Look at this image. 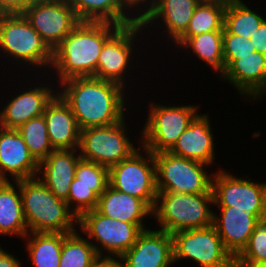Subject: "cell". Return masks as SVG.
<instances>
[{
  "label": "cell",
  "mask_w": 266,
  "mask_h": 267,
  "mask_svg": "<svg viewBox=\"0 0 266 267\" xmlns=\"http://www.w3.org/2000/svg\"><path fill=\"white\" fill-rule=\"evenodd\" d=\"M59 87L57 93L69 105L81 130L115 124L126 117V89L116 82L75 77Z\"/></svg>",
  "instance_id": "6da1fadb"
},
{
  "label": "cell",
  "mask_w": 266,
  "mask_h": 267,
  "mask_svg": "<svg viewBox=\"0 0 266 267\" xmlns=\"http://www.w3.org/2000/svg\"><path fill=\"white\" fill-rule=\"evenodd\" d=\"M119 27L108 22H80L53 51L50 71H55L54 81L94 77L102 47Z\"/></svg>",
  "instance_id": "7a4b0ae2"
},
{
  "label": "cell",
  "mask_w": 266,
  "mask_h": 267,
  "mask_svg": "<svg viewBox=\"0 0 266 267\" xmlns=\"http://www.w3.org/2000/svg\"><path fill=\"white\" fill-rule=\"evenodd\" d=\"M20 191L28 233L69 234L78 229V218L66 201L57 198L38 176L20 180Z\"/></svg>",
  "instance_id": "3957f363"
},
{
  "label": "cell",
  "mask_w": 266,
  "mask_h": 267,
  "mask_svg": "<svg viewBox=\"0 0 266 267\" xmlns=\"http://www.w3.org/2000/svg\"><path fill=\"white\" fill-rule=\"evenodd\" d=\"M0 53L5 54L0 58L8 57L10 63L14 62L11 65L31 67L30 71L40 68V73L43 69L47 72V68L50 71L53 63V50L23 14H0Z\"/></svg>",
  "instance_id": "277c9868"
},
{
  "label": "cell",
  "mask_w": 266,
  "mask_h": 267,
  "mask_svg": "<svg viewBox=\"0 0 266 267\" xmlns=\"http://www.w3.org/2000/svg\"><path fill=\"white\" fill-rule=\"evenodd\" d=\"M213 206V193L158 192L152 218L159 222V230L170 234L205 228L213 225Z\"/></svg>",
  "instance_id": "5b68a950"
},
{
  "label": "cell",
  "mask_w": 266,
  "mask_h": 267,
  "mask_svg": "<svg viewBox=\"0 0 266 267\" xmlns=\"http://www.w3.org/2000/svg\"><path fill=\"white\" fill-rule=\"evenodd\" d=\"M158 192L200 194L212 192V178L205 163L179 157L169 151L154 154Z\"/></svg>",
  "instance_id": "8992f818"
},
{
  "label": "cell",
  "mask_w": 266,
  "mask_h": 267,
  "mask_svg": "<svg viewBox=\"0 0 266 267\" xmlns=\"http://www.w3.org/2000/svg\"><path fill=\"white\" fill-rule=\"evenodd\" d=\"M139 143L151 153L169 151L198 114L197 105L149 104Z\"/></svg>",
  "instance_id": "52a82bcc"
},
{
  "label": "cell",
  "mask_w": 266,
  "mask_h": 267,
  "mask_svg": "<svg viewBox=\"0 0 266 267\" xmlns=\"http://www.w3.org/2000/svg\"><path fill=\"white\" fill-rule=\"evenodd\" d=\"M78 226L93 244L98 256L116 259L133 246L143 231L137 224L106 217L96 209L84 212L78 218Z\"/></svg>",
  "instance_id": "ba28073f"
},
{
  "label": "cell",
  "mask_w": 266,
  "mask_h": 267,
  "mask_svg": "<svg viewBox=\"0 0 266 267\" xmlns=\"http://www.w3.org/2000/svg\"><path fill=\"white\" fill-rule=\"evenodd\" d=\"M108 183L120 192L144 200L153 209L158 194L154 154L140 145L128 158L108 169Z\"/></svg>",
  "instance_id": "9c48e42d"
},
{
  "label": "cell",
  "mask_w": 266,
  "mask_h": 267,
  "mask_svg": "<svg viewBox=\"0 0 266 267\" xmlns=\"http://www.w3.org/2000/svg\"><path fill=\"white\" fill-rule=\"evenodd\" d=\"M126 117L118 123L81 130L79 153L82 159L108 169L128 158L138 148L129 140Z\"/></svg>",
  "instance_id": "30bf717a"
},
{
  "label": "cell",
  "mask_w": 266,
  "mask_h": 267,
  "mask_svg": "<svg viewBox=\"0 0 266 267\" xmlns=\"http://www.w3.org/2000/svg\"><path fill=\"white\" fill-rule=\"evenodd\" d=\"M174 263L192 260L201 267H235L214 225L172 234Z\"/></svg>",
  "instance_id": "8fae6325"
},
{
  "label": "cell",
  "mask_w": 266,
  "mask_h": 267,
  "mask_svg": "<svg viewBox=\"0 0 266 267\" xmlns=\"http://www.w3.org/2000/svg\"><path fill=\"white\" fill-rule=\"evenodd\" d=\"M234 176L220 168L212 178L214 206L252 212L258 219L266 217V183Z\"/></svg>",
  "instance_id": "7c38bea8"
},
{
  "label": "cell",
  "mask_w": 266,
  "mask_h": 267,
  "mask_svg": "<svg viewBox=\"0 0 266 267\" xmlns=\"http://www.w3.org/2000/svg\"><path fill=\"white\" fill-rule=\"evenodd\" d=\"M145 29L140 22L120 26L104 43L99 54L95 78L116 82L126 88V77L132 70L135 40L141 41L140 33ZM132 65V66H131ZM130 69H129V68ZM127 70V71H126Z\"/></svg>",
  "instance_id": "4fadbf2b"
},
{
  "label": "cell",
  "mask_w": 266,
  "mask_h": 267,
  "mask_svg": "<svg viewBox=\"0 0 266 267\" xmlns=\"http://www.w3.org/2000/svg\"><path fill=\"white\" fill-rule=\"evenodd\" d=\"M22 14L53 51L80 23L67 0L42 1Z\"/></svg>",
  "instance_id": "5bb4252c"
},
{
  "label": "cell",
  "mask_w": 266,
  "mask_h": 267,
  "mask_svg": "<svg viewBox=\"0 0 266 267\" xmlns=\"http://www.w3.org/2000/svg\"><path fill=\"white\" fill-rule=\"evenodd\" d=\"M174 263L172 234L143 230L133 246L119 258V267H171Z\"/></svg>",
  "instance_id": "9a60e30c"
},
{
  "label": "cell",
  "mask_w": 266,
  "mask_h": 267,
  "mask_svg": "<svg viewBox=\"0 0 266 267\" xmlns=\"http://www.w3.org/2000/svg\"><path fill=\"white\" fill-rule=\"evenodd\" d=\"M31 88L26 85V91L19 90L10 99L0 111V126L7 129H18L28 120L43 115L47 104L57 94V87H52L51 84L46 85L36 83L30 84ZM37 85V86H36ZM34 86V87H32ZM28 89V90H27Z\"/></svg>",
  "instance_id": "2e32d148"
},
{
  "label": "cell",
  "mask_w": 266,
  "mask_h": 267,
  "mask_svg": "<svg viewBox=\"0 0 266 267\" xmlns=\"http://www.w3.org/2000/svg\"><path fill=\"white\" fill-rule=\"evenodd\" d=\"M38 166L18 130L0 126V181L37 177Z\"/></svg>",
  "instance_id": "e0dca14e"
},
{
  "label": "cell",
  "mask_w": 266,
  "mask_h": 267,
  "mask_svg": "<svg viewBox=\"0 0 266 267\" xmlns=\"http://www.w3.org/2000/svg\"><path fill=\"white\" fill-rule=\"evenodd\" d=\"M222 80L233 85L247 100L263 99L266 96V55L255 51L238 56L226 68Z\"/></svg>",
  "instance_id": "ac0fdd59"
},
{
  "label": "cell",
  "mask_w": 266,
  "mask_h": 267,
  "mask_svg": "<svg viewBox=\"0 0 266 267\" xmlns=\"http://www.w3.org/2000/svg\"><path fill=\"white\" fill-rule=\"evenodd\" d=\"M218 214L213 216L216 228L226 250L235 259L246 247L259 220L252 212L233 209L228 206H217Z\"/></svg>",
  "instance_id": "d6986e66"
},
{
  "label": "cell",
  "mask_w": 266,
  "mask_h": 267,
  "mask_svg": "<svg viewBox=\"0 0 266 267\" xmlns=\"http://www.w3.org/2000/svg\"><path fill=\"white\" fill-rule=\"evenodd\" d=\"M210 115L197 114L187 129L178 137L169 150L173 155L196 160L207 165L215 160V143Z\"/></svg>",
  "instance_id": "ffe728a7"
},
{
  "label": "cell",
  "mask_w": 266,
  "mask_h": 267,
  "mask_svg": "<svg viewBox=\"0 0 266 267\" xmlns=\"http://www.w3.org/2000/svg\"><path fill=\"white\" fill-rule=\"evenodd\" d=\"M80 159L78 148L53 150L39 162L37 176L57 198L66 201Z\"/></svg>",
  "instance_id": "44dd1931"
},
{
  "label": "cell",
  "mask_w": 266,
  "mask_h": 267,
  "mask_svg": "<svg viewBox=\"0 0 266 267\" xmlns=\"http://www.w3.org/2000/svg\"><path fill=\"white\" fill-rule=\"evenodd\" d=\"M54 150L79 148L81 129L69 105L57 93L43 113Z\"/></svg>",
  "instance_id": "7402d4cb"
},
{
  "label": "cell",
  "mask_w": 266,
  "mask_h": 267,
  "mask_svg": "<svg viewBox=\"0 0 266 267\" xmlns=\"http://www.w3.org/2000/svg\"><path fill=\"white\" fill-rule=\"evenodd\" d=\"M199 3V0H155L151 12L140 23L146 29L150 25L155 27L156 22L161 21L158 23L165 26L163 32H166L173 45L188 28Z\"/></svg>",
  "instance_id": "603a6c76"
},
{
  "label": "cell",
  "mask_w": 266,
  "mask_h": 267,
  "mask_svg": "<svg viewBox=\"0 0 266 267\" xmlns=\"http://www.w3.org/2000/svg\"><path fill=\"white\" fill-rule=\"evenodd\" d=\"M96 210L106 217L134 223L146 230L148 227L144 224L145 217L152 218L153 209L144 200L120 192L108 184L99 196Z\"/></svg>",
  "instance_id": "cb8c5ba5"
},
{
  "label": "cell",
  "mask_w": 266,
  "mask_h": 267,
  "mask_svg": "<svg viewBox=\"0 0 266 267\" xmlns=\"http://www.w3.org/2000/svg\"><path fill=\"white\" fill-rule=\"evenodd\" d=\"M27 234L20 180L0 181V236L13 235L24 239Z\"/></svg>",
  "instance_id": "d4e9b609"
},
{
  "label": "cell",
  "mask_w": 266,
  "mask_h": 267,
  "mask_svg": "<svg viewBox=\"0 0 266 267\" xmlns=\"http://www.w3.org/2000/svg\"><path fill=\"white\" fill-rule=\"evenodd\" d=\"M80 22H108L125 26L136 22L118 0H67Z\"/></svg>",
  "instance_id": "484cf974"
},
{
  "label": "cell",
  "mask_w": 266,
  "mask_h": 267,
  "mask_svg": "<svg viewBox=\"0 0 266 267\" xmlns=\"http://www.w3.org/2000/svg\"><path fill=\"white\" fill-rule=\"evenodd\" d=\"M227 0L200 2L186 31L174 42L179 47L189 38L208 32H223Z\"/></svg>",
  "instance_id": "4316f807"
},
{
  "label": "cell",
  "mask_w": 266,
  "mask_h": 267,
  "mask_svg": "<svg viewBox=\"0 0 266 267\" xmlns=\"http://www.w3.org/2000/svg\"><path fill=\"white\" fill-rule=\"evenodd\" d=\"M190 48L193 55L207 64L222 79L226 72L223 55V32H208L189 37L180 47Z\"/></svg>",
  "instance_id": "83f0119b"
},
{
  "label": "cell",
  "mask_w": 266,
  "mask_h": 267,
  "mask_svg": "<svg viewBox=\"0 0 266 267\" xmlns=\"http://www.w3.org/2000/svg\"><path fill=\"white\" fill-rule=\"evenodd\" d=\"M24 238L34 267H59L63 233H28Z\"/></svg>",
  "instance_id": "f1b7e54d"
},
{
  "label": "cell",
  "mask_w": 266,
  "mask_h": 267,
  "mask_svg": "<svg viewBox=\"0 0 266 267\" xmlns=\"http://www.w3.org/2000/svg\"><path fill=\"white\" fill-rule=\"evenodd\" d=\"M243 0H227L224 12V28L230 33L250 39L266 19Z\"/></svg>",
  "instance_id": "f546056e"
},
{
  "label": "cell",
  "mask_w": 266,
  "mask_h": 267,
  "mask_svg": "<svg viewBox=\"0 0 266 267\" xmlns=\"http://www.w3.org/2000/svg\"><path fill=\"white\" fill-rule=\"evenodd\" d=\"M98 257L93 244L78 233V229L72 233H63V245L59 267H89Z\"/></svg>",
  "instance_id": "4dcf8cb0"
},
{
  "label": "cell",
  "mask_w": 266,
  "mask_h": 267,
  "mask_svg": "<svg viewBox=\"0 0 266 267\" xmlns=\"http://www.w3.org/2000/svg\"><path fill=\"white\" fill-rule=\"evenodd\" d=\"M30 154L39 163L54 150L50 144L46 122L43 115L32 118L18 129Z\"/></svg>",
  "instance_id": "1f68e13d"
},
{
  "label": "cell",
  "mask_w": 266,
  "mask_h": 267,
  "mask_svg": "<svg viewBox=\"0 0 266 267\" xmlns=\"http://www.w3.org/2000/svg\"><path fill=\"white\" fill-rule=\"evenodd\" d=\"M108 185L75 184V178L70 185L66 203L69 209L79 218L84 212L97 208L99 196Z\"/></svg>",
  "instance_id": "d6a6232c"
},
{
  "label": "cell",
  "mask_w": 266,
  "mask_h": 267,
  "mask_svg": "<svg viewBox=\"0 0 266 267\" xmlns=\"http://www.w3.org/2000/svg\"><path fill=\"white\" fill-rule=\"evenodd\" d=\"M235 262H266V217L256 222L248 244Z\"/></svg>",
  "instance_id": "836d02e7"
},
{
  "label": "cell",
  "mask_w": 266,
  "mask_h": 267,
  "mask_svg": "<svg viewBox=\"0 0 266 267\" xmlns=\"http://www.w3.org/2000/svg\"><path fill=\"white\" fill-rule=\"evenodd\" d=\"M75 184L108 185V168L81 158L75 170Z\"/></svg>",
  "instance_id": "e575fe53"
},
{
  "label": "cell",
  "mask_w": 266,
  "mask_h": 267,
  "mask_svg": "<svg viewBox=\"0 0 266 267\" xmlns=\"http://www.w3.org/2000/svg\"><path fill=\"white\" fill-rule=\"evenodd\" d=\"M255 52V48L250 44V39L230 34L223 28V55L224 65L227 68L238 56H245Z\"/></svg>",
  "instance_id": "d590c367"
},
{
  "label": "cell",
  "mask_w": 266,
  "mask_h": 267,
  "mask_svg": "<svg viewBox=\"0 0 266 267\" xmlns=\"http://www.w3.org/2000/svg\"><path fill=\"white\" fill-rule=\"evenodd\" d=\"M119 5L136 21L142 22L151 12L155 0H118ZM145 5V6H144ZM128 7V8H127ZM141 7V8H140ZM144 7V9H143ZM146 8V9H145ZM136 9V10H135ZM140 9V10H139ZM134 10V11H133ZM138 11V12H137ZM133 12H135L133 14Z\"/></svg>",
  "instance_id": "8d00e7d4"
},
{
  "label": "cell",
  "mask_w": 266,
  "mask_h": 267,
  "mask_svg": "<svg viewBox=\"0 0 266 267\" xmlns=\"http://www.w3.org/2000/svg\"><path fill=\"white\" fill-rule=\"evenodd\" d=\"M46 0H0V14H22L30 6Z\"/></svg>",
  "instance_id": "74e56055"
},
{
  "label": "cell",
  "mask_w": 266,
  "mask_h": 267,
  "mask_svg": "<svg viewBox=\"0 0 266 267\" xmlns=\"http://www.w3.org/2000/svg\"><path fill=\"white\" fill-rule=\"evenodd\" d=\"M250 44L254 46L255 51L266 55V19L250 37Z\"/></svg>",
  "instance_id": "f35d334b"
},
{
  "label": "cell",
  "mask_w": 266,
  "mask_h": 267,
  "mask_svg": "<svg viewBox=\"0 0 266 267\" xmlns=\"http://www.w3.org/2000/svg\"><path fill=\"white\" fill-rule=\"evenodd\" d=\"M21 262L12 253H9L0 246V267H21Z\"/></svg>",
  "instance_id": "ab89813d"
},
{
  "label": "cell",
  "mask_w": 266,
  "mask_h": 267,
  "mask_svg": "<svg viewBox=\"0 0 266 267\" xmlns=\"http://www.w3.org/2000/svg\"><path fill=\"white\" fill-rule=\"evenodd\" d=\"M89 267H119V259L98 256Z\"/></svg>",
  "instance_id": "60d3db41"
},
{
  "label": "cell",
  "mask_w": 266,
  "mask_h": 267,
  "mask_svg": "<svg viewBox=\"0 0 266 267\" xmlns=\"http://www.w3.org/2000/svg\"><path fill=\"white\" fill-rule=\"evenodd\" d=\"M235 267H266V262H235Z\"/></svg>",
  "instance_id": "b9f144b4"
},
{
  "label": "cell",
  "mask_w": 266,
  "mask_h": 267,
  "mask_svg": "<svg viewBox=\"0 0 266 267\" xmlns=\"http://www.w3.org/2000/svg\"><path fill=\"white\" fill-rule=\"evenodd\" d=\"M200 2H204V1H216V0H199Z\"/></svg>",
  "instance_id": "7bdbcfd3"
}]
</instances>
